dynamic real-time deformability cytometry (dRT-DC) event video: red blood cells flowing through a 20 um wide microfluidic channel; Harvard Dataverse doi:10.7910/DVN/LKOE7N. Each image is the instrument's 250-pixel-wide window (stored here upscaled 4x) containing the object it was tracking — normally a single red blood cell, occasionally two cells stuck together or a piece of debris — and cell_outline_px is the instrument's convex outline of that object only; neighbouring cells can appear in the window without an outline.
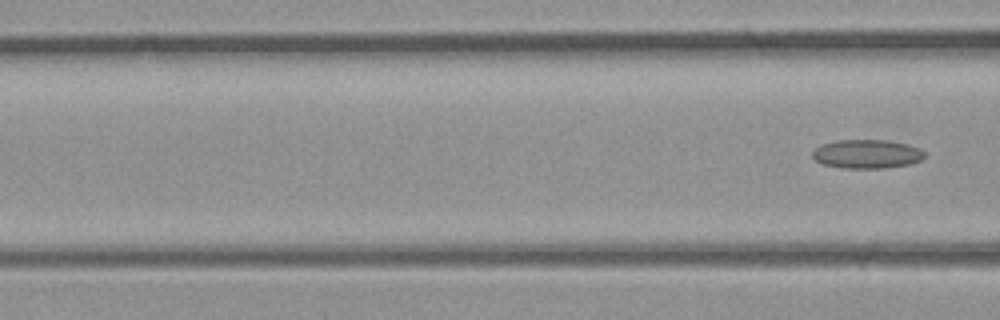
{"species": "common noctule bat (a hibernating species)", "species_latin": "Nyctalus noctula", "temperature_condition": "room temperature", "stored_images_in_passage": 8, "camera_frame_rate_fps": 3000, "um_per_image_px": 0.085, "animal": {"sex": "male", "body_mass_g": 23.1, "forearm_length_mm": 52.7}, "frame": {"image": 1, "passage_image": 8, "time_ms": 2.333, "image_size_px": [1000, 320], "cell_outline_px": [[924, 156], [920, 160], [908, 164], [884, 168], [840, 168], [824, 164], [816, 160], [812, 156], [812, 152], [816, 148], [824, 144], [836, 140], [888, 140], [908, 144], [920, 148], [924, 152]], "centroid_in_image_um": [73.69, 13.08], "position_along_channel_um": 92.9, "area_um2": 18.73}}